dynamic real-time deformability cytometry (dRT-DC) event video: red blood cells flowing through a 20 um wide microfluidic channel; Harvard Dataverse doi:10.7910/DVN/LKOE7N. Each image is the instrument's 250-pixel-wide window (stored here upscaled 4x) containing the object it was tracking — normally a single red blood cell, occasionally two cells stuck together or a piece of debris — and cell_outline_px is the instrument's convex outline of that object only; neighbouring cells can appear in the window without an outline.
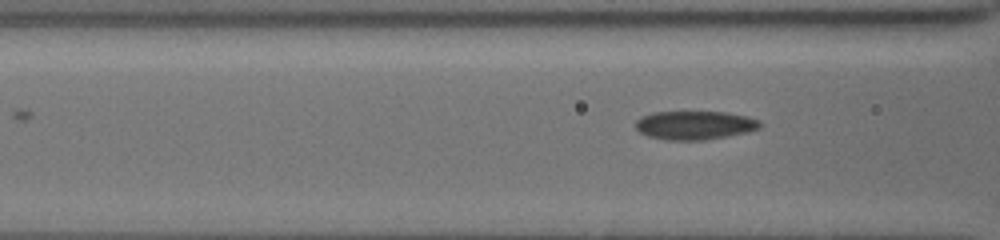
{"species": "common noctule bat (a hibernating species)", "species_latin": "Nyctalus noctula", "temperature_condition": "cold", "stored_images_in_passage": 7, "camera_frame_rate_fps": 3000, "um_per_image_px": 0.085, "animal": {"sex": "female", "body_mass_g": 19.5, "forearm_length_mm": 54.1}, "frame": {"image": 1, "passage_image": 4, "time_ms": 1.0, "image_size_px": [1000, 240], "cell_outline_px": [[760, 128], [728, 136], [704, 140], [668, 140], [648, 136], [640, 132], [636, 128], [636, 120], [640, 116], [652, 112], [724, 112], [744, 116], [760, 120]], "centroid_in_image_um": [59.01, 10.64], "position_along_channel_um": 107.6, "area_um2": 20.63}}